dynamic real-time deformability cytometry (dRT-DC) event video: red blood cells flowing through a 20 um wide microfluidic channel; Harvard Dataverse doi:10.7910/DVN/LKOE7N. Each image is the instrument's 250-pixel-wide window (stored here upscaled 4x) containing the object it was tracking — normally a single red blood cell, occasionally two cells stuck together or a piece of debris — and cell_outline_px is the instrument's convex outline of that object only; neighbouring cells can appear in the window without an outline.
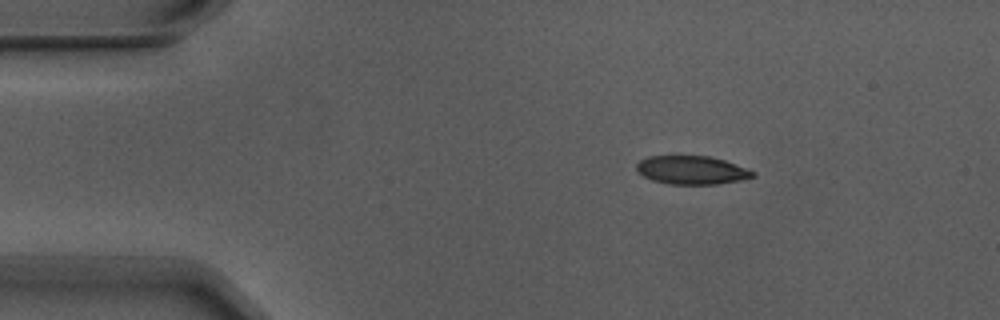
{"species": "Egyptian fruit bat (a non-hibernating species)", "species_latin": "Rousettus aegyptiacus", "temperature_condition": "warm", "stored_images_in_passage": 3, "camera_frame_rate_fps": 3000, "um_per_image_px": 0.085, "animal": {"sex": "male"}, "frame": {"image": 1, "passage_image": 1, "time_ms": 0.0, "image_size_px": [1000, 320], "cell_outline_px": [[756, 176], [740, 180], [716, 184], [668, 184], [652, 180], [636, 172], [636, 164], [640, 160], [648, 156], [712, 156], [724, 160], [756, 172]], "centroid_in_image_um": [58.77, 14.46], "position_along_channel_um": 26.2, "area_um2": 19.31}}